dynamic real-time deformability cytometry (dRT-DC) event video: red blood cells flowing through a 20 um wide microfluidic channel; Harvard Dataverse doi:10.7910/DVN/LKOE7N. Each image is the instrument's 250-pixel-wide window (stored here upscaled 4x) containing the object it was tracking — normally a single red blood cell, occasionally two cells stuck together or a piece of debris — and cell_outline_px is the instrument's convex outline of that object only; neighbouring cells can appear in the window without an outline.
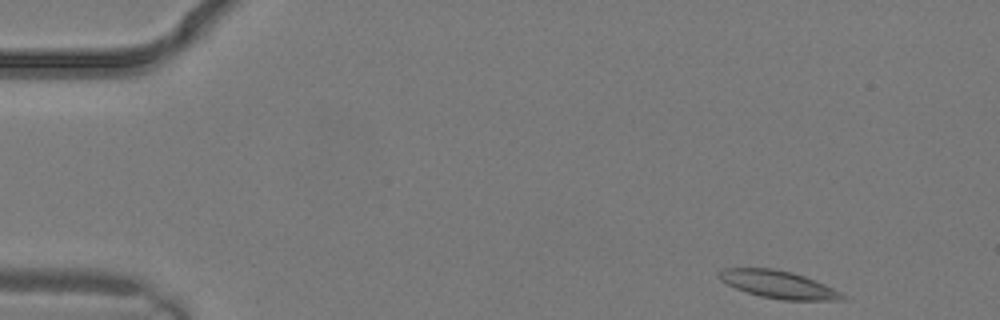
{"species": "common noctule bat (a hibernating species)", "species_latin": "Nyctalus noctula", "temperature_condition": "warm", "stored_images_in_passage": 2, "camera_frame_rate_fps": 3000, "um_per_image_px": 0.085, "animal": {"sex": "male", "body_mass_g": 19.2, "forearm_length_mm": 51.8}, "frame": {"image": 1, "passage_image": 1, "time_ms": 0.0, "image_size_px": [1000, 320], "cell_outline_px": [[844, 300], [784, 300], [760, 296], [736, 288], [720, 280], [716, 276], [716, 272], [724, 268], [772, 268], [792, 272], [816, 280], [840, 292], [844, 296]], "centroid_in_image_um": [66.11, 24.17], "position_along_channel_um": 18.9, "area_um2": 19.71}}